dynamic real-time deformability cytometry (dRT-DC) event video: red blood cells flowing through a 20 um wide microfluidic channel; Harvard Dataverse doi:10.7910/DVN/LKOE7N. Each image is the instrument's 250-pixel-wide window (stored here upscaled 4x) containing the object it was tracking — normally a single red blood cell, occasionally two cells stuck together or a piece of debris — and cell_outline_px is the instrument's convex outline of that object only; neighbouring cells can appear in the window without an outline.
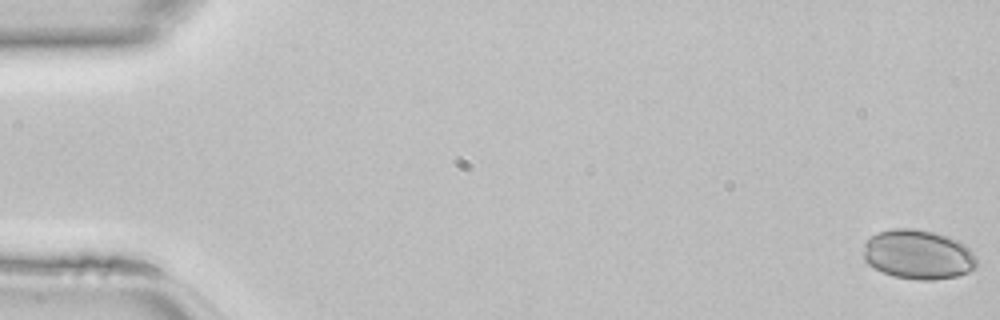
{"species": "common noctule bat (a hibernating species)", "species_latin": "Nyctalus noctula", "temperature_condition": "room temperature", "stored_images_in_passage": 46, "camera_frame_rate_fps": 3000, "um_per_image_px": 0.085, "animal": {"sex": "female", "body_mass_g": 22.7, "forearm_length_mm": 54.2}, "frame": {"image": 1, "passage_image": 1, "time_ms": 0.0, "image_size_px": [1000, 320], "cell_outline_px": [[976, 268], [968, 272], [956, 276], [932, 280], [916, 280], [892, 276], [868, 264], [864, 260], [864, 244], [876, 232], [892, 228], [912, 228], [932, 232], [956, 240], [964, 244], [976, 256]], "centroid_in_image_um": [78.03, 21.64], "position_along_channel_um": 7.0, "area_um2": 32.54}}
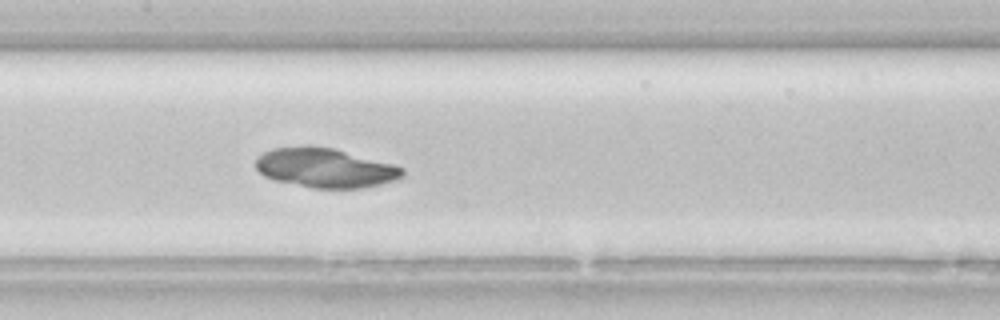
{"frame": {"image": 2, "passage_image": 23, "time_ms": 7.333, "image_size_px": [1000, 320], "cell_outline_px": [[404, 176], [396, 180], [380, 184], [360, 188], [312, 188], [276, 180], [264, 176], [256, 168], [256, 156], [272, 148], [308, 144], [332, 148], [392, 164], [404, 168]], "centroid_in_image_um": [27.61, 14.25], "position_along_channel_um": 179.8, "area_um2": 33.76}}
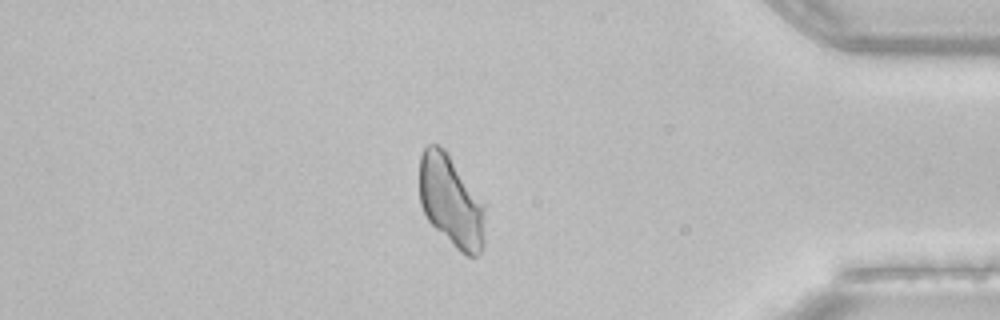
{"frame": {"image": 3, "passage_image": 40, "time_ms": 13.0, "image_size_px": [1000, 320], "cell_outline_px": [[484, 244], [480, 252], [476, 256], [468, 256], [460, 252], [428, 220], [420, 204], [420, 152], [428, 144], [436, 144], [444, 148], [448, 152], [484, 208]], "centroid_in_image_um": [38.3, 17.1], "position_along_channel_um": 396.9, "area_um2": 34.33}}